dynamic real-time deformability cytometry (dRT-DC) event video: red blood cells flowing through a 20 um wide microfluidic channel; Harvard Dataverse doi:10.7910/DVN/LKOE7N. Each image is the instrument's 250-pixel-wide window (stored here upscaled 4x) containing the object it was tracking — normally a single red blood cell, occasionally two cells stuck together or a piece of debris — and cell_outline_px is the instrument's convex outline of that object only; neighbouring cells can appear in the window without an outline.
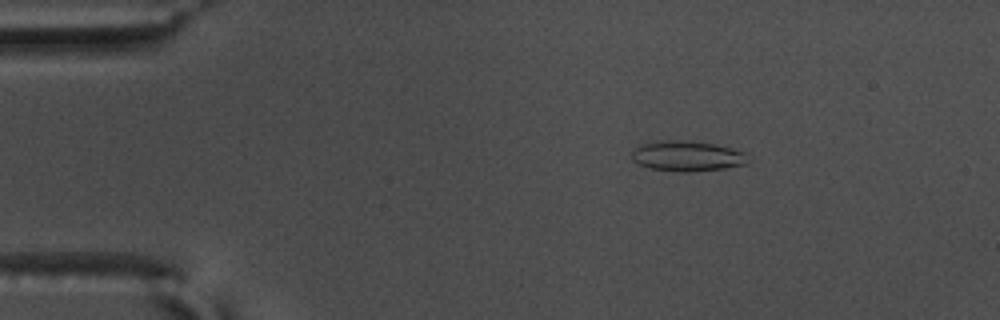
{"species": "common noctule bat (a hibernating species)", "species_latin": "Nyctalus noctula", "temperature_condition": "warm", "stored_images_in_passage": 17, "camera_frame_rate_fps": 3000, "um_per_image_px": 0.085, "animal": {"sex": "male", "body_mass_g": 17.5, "forearm_length_mm": 52.3}, "frame": {"image": 1, "passage_image": 10, "time_ms": 3.0, "image_size_px": [1000, 320], "cell_outline_px": [[748, 164], [724, 168], [688, 172], [680, 172], [648, 168], [632, 160], [632, 152], [640, 144], [656, 140], [680, 140], [716, 144], [744, 152]], "centroid_in_image_um": [58.37, 13.26], "position_along_channel_um": 26.6, "area_um2": 20.52}}